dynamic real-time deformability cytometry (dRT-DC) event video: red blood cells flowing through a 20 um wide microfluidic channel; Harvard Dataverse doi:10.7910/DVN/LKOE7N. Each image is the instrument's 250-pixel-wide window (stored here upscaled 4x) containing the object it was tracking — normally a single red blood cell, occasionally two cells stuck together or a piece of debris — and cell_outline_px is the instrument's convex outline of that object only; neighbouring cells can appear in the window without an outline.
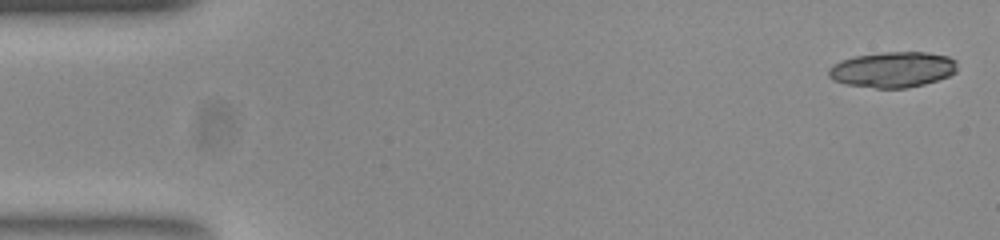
{"species": "common noctule bat (a hibernating species)", "species_latin": "Nyctalus noctula", "temperature_condition": "room temperature", "stored_images_in_passage": 39, "camera_frame_rate_fps": 3000, "um_per_image_px": 0.085, "animal": {"sex": "female", "body_mass_g": 23.0, "forearm_length_mm": 53.4}, "frame": {"image": 1, "passage_image": 1, "time_ms": 0.0, "image_size_px": [1000, 240], "cell_outline_px": [[956, 72], [948, 76], [924, 84], [904, 88], [876, 88], [844, 84], [832, 80], [828, 76], [828, 68], [832, 64], [840, 60], [852, 56], [884, 52], [924, 52], [948, 56], [956, 60]], "centroid_in_image_um": [75.83, 5.91], "position_along_channel_um": 9.2, "area_um2": 26.88}}
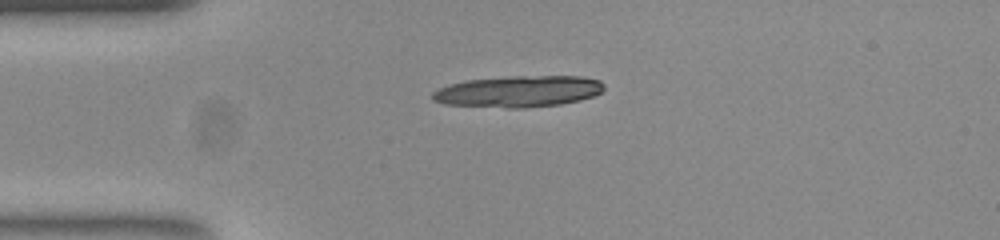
{"frame": {"image": 2, "passage_image": 12, "time_ms": 3.667, "image_size_px": [1000, 240], "cell_outline_px": [[604, 88], [600, 92], [592, 96], [580, 100], [560, 104], [524, 108], [508, 108], [444, 104], [432, 100], [432, 92], [448, 84], [468, 80], [512, 76], [580, 76], [600, 80], [604, 84]], "centroid_in_image_um": [44.06, 7.77], "position_along_channel_um": 40.9, "area_um2": 31.39}}
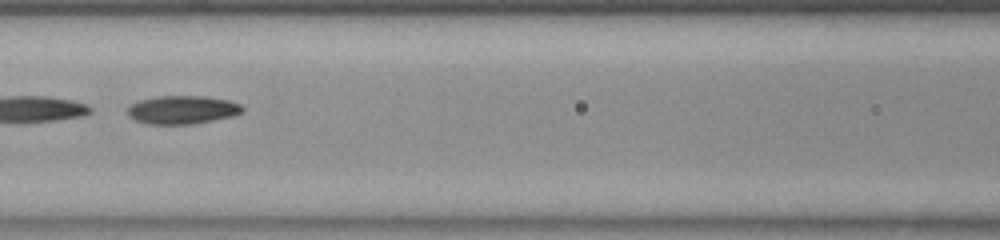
{"frame": {"image": 3, "passage_image": 23, "time_ms": 7.333, "image_size_px": [1000, 240], "cell_outline_px": [[244, 112], [232, 116], [192, 124], [148, 124], [136, 120], [128, 116], [128, 108], [132, 104], [140, 100], [156, 96], [204, 96], [228, 100], [240, 104], [244, 108]], "centroid_in_image_um": [15.51, 9.33], "position_along_channel_um": 151.1, "area_um2": 18.9}}